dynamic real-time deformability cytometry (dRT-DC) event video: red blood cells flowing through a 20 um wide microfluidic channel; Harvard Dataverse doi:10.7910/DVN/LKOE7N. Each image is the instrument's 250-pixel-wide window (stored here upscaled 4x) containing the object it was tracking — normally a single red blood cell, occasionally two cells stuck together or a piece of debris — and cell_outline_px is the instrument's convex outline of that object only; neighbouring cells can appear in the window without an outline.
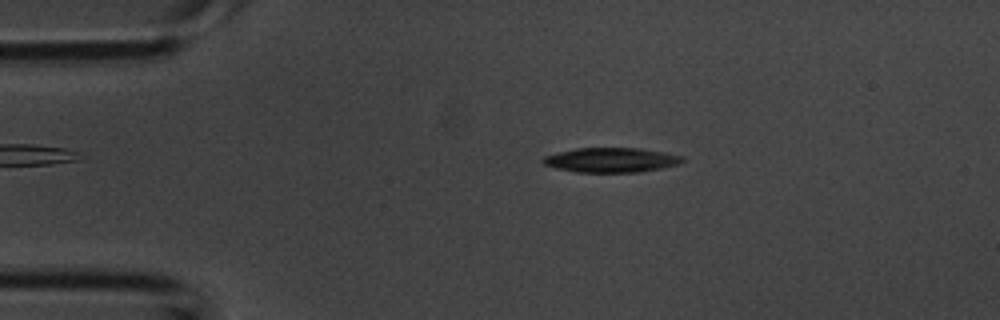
{"species": "common noctule bat (a hibernating species)", "species_latin": "Nyctalus noctula", "temperature_condition": "room temperature", "stored_images_in_passage": 2, "camera_frame_rate_fps": 3000, "um_per_image_px": 0.085, "animal": {"sex": "male", "body_mass_g": 20.1, "forearm_length_mm": 53.5}, "frame": {"image": 1, "passage_image": 2, "time_ms": 0.333, "image_size_px": [1000, 320], "cell_outline_px": [[684, 160], [680, 164], [640, 172], [576, 172], [556, 168], [544, 164], [540, 160], [544, 156], [576, 148], [640, 148], [664, 152], [684, 156]], "centroid_in_image_um": [51.96, 13.6], "position_along_channel_um": 33.0, "area_um2": 20.0}}